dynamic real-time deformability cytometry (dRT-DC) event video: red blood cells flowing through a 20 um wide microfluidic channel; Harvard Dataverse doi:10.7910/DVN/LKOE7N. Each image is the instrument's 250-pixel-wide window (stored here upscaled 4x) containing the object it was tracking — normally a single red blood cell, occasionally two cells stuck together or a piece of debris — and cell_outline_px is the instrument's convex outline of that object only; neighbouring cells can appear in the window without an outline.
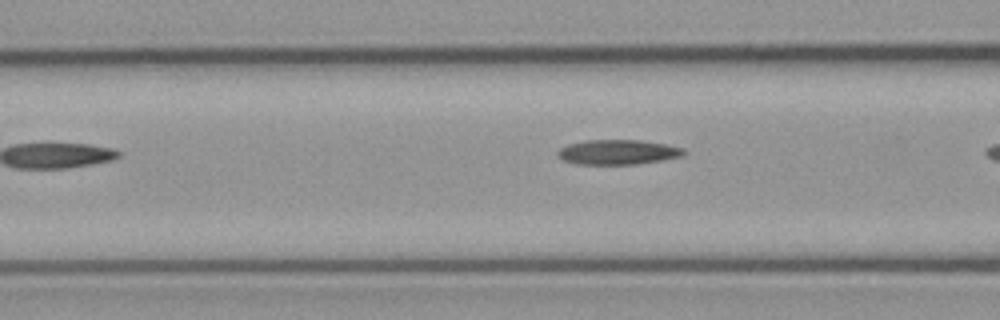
{"species": "common noctule bat (a hibernating species)", "species_latin": "Nyctalus noctula", "temperature_condition": "cold", "stored_images_in_passage": 6, "camera_frame_rate_fps": 3000, "um_per_image_px": 0.085, "animal": {"sex": "male", "body_mass_g": 23.1, "forearm_length_mm": 52.7}, "frame": {"image": 1, "passage_image": 5, "time_ms": 1.333, "image_size_px": [1000, 320], "cell_outline_px": [[688, 152], [684, 156], [636, 164], [576, 164], [564, 160], [556, 152], [560, 148], [568, 144], [584, 140], [640, 140], [664, 144], [684, 148]], "centroid_in_image_um": [52.54, 12.92], "position_along_channel_um": 114.1, "area_um2": 18.21}}